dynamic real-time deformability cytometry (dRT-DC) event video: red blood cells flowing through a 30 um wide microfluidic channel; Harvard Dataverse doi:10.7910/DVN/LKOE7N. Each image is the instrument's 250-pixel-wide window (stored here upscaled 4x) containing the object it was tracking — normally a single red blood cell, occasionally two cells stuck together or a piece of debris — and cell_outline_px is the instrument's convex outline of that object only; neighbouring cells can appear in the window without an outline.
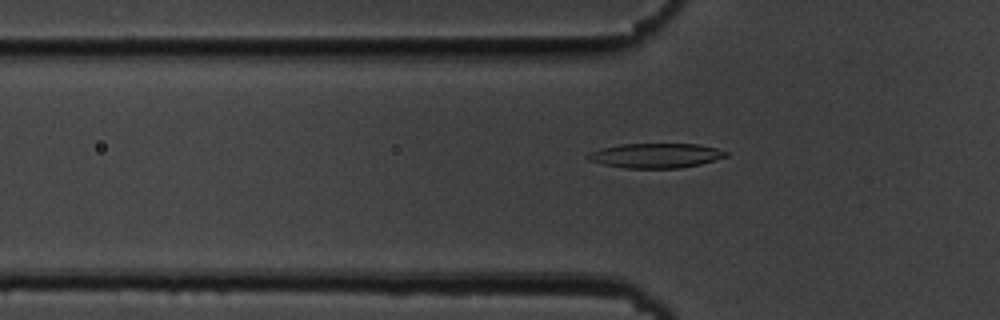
{"species": "common noctule bat (a hibernating species)", "species_latin": "Nyctalus noctula", "temperature_condition": "cold", "stored_images_in_passage": 44, "camera_frame_rate_fps": 3000, "um_per_image_px": 0.085, "animal": {"sex": "male", "body_mass_g": 19.5, "forearm_length_mm": 54.6}, "frame": {"image": 1, "passage_image": 7, "time_ms": 2.0, "image_size_px": [1000, 320], "cell_outline_px": [[728, 156], [700, 164], [680, 168], [624, 168], [604, 164], [588, 160], [584, 156], [600, 148], [620, 144], [696, 144], [716, 148], [728, 152]], "centroid_in_image_um": [55.72, 13.22], "position_along_channel_um": 70.1, "area_um2": 19.77}}
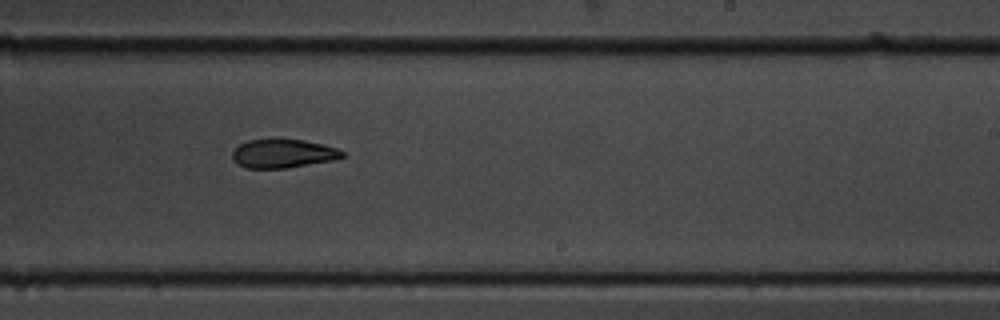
{"frame": {"image": 2, "passage_image": 23, "time_ms": 7.333, "image_size_px": [1000, 320], "cell_outline_px": [[344, 156], [336, 160], [284, 168], [244, 168], [236, 164], [232, 160], [232, 152], [240, 144], [248, 140], [272, 136], [280, 136], [304, 140], [324, 144], [336, 148], [344, 152]], "centroid_in_image_um": [24.02, 13.0], "position_along_channel_um": 265.0, "area_um2": 19.25}}
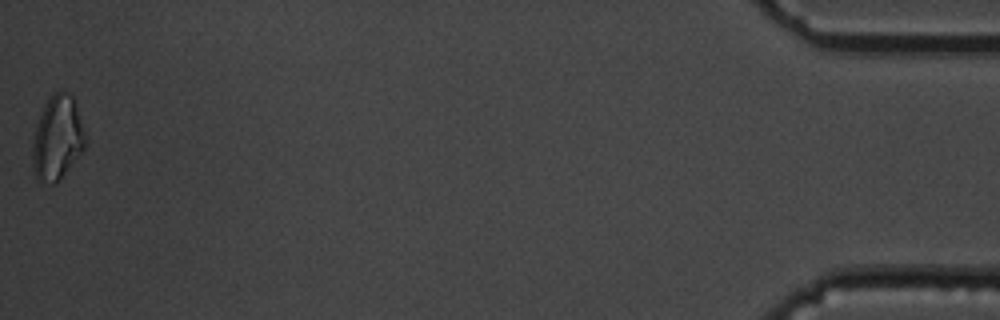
{"frame": {"image": 3, "passage_image": 44, "time_ms": 14.333, "image_size_px": [1000, 320], "cell_outline_px": [[88, 140], [84, 148], [64, 172], [52, 184], [40, 184], [36, 180], [32, 164], [32, 144], [36, 128], [44, 104], [52, 92], [60, 88], [68, 92], [72, 96], [76, 104]], "centroid_in_image_um": [4.87, 11.68], "position_along_channel_um": 430.3, "area_um2": 26.01}, "authors_computed_cell_mechanics": {"area_um2": 19.363, "velocity_mm_per_s": 3.6598, "shape_relaxation_time_tau1_ms": 7.547, "shape_relaxation_time_tau2_ms": 4.1636, "deformation_change_tau1": 0.1924, "deformation_change_tau2": 0.1104}}